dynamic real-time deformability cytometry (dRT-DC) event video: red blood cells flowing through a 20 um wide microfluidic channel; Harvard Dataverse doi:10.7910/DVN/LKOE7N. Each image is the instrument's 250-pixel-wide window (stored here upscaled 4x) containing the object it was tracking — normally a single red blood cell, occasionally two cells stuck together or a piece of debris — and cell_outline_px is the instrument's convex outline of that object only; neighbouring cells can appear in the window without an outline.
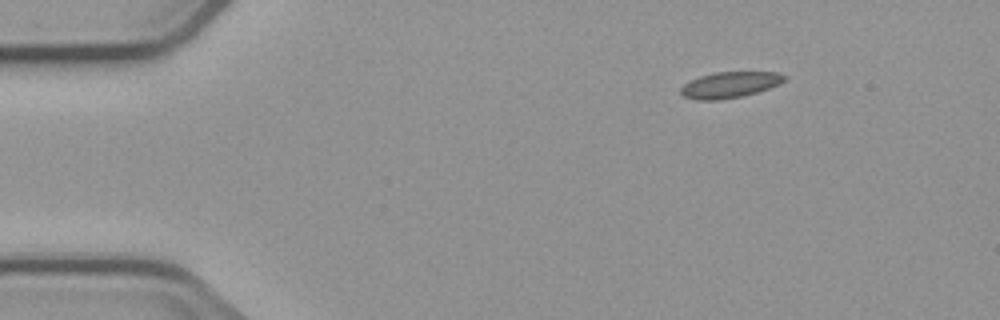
{"species": "common noctule bat (a hibernating species)", "species_latin": "Nyctalus noctula", "temperature_condition": "cold", "stored_images_in_passage": 3, "camera_frame_rate_fps": 3000, "um_per_image_px": 0.085, "animal": {"sex": "male", "body_mass_g": 23.1, "forearm_length_mm": 52.7}, "frame": {"image": 1, "passage_image": 1, "time_ms": 0.0, "image_size_px": [1000, 320], "cell_outline_px": [[788, 76], [784, 80], [768, 88], [756, 92], [740, 96], [716, 100], [696, 100], [684, 96], [680, 92], [680, 88], [684, 84], [700, 76], [716, 72], [780, 72]], "centroid_in_image_um": [62.02, 7.2], "position_along_channel_um": 23.0, "area_um2": 15.43}}